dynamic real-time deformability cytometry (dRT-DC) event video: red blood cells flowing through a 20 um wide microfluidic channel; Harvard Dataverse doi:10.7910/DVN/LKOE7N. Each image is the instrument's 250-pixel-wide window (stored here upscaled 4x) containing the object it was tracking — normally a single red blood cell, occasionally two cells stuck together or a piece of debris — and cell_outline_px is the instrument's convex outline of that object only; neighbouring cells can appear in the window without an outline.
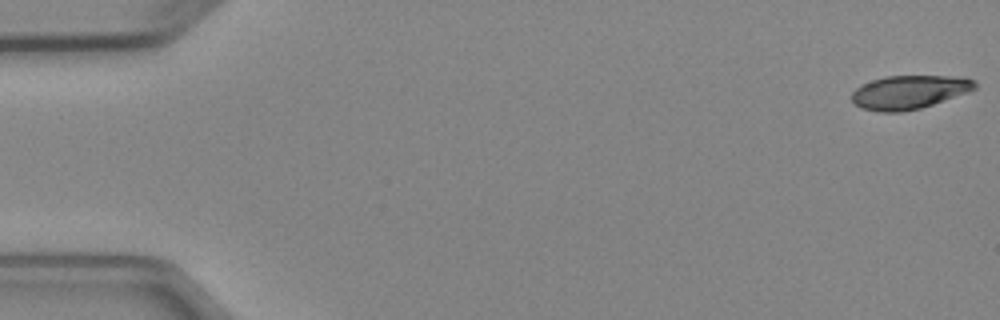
{"species": "Egyptian fruit bat (a non-hibernating species)", "species_latin": "Rousettus aegyptiacus", "temperature_condition": "cold", "stored_images_in_passage": 5, "camera_frame_rate_fps": 3000, "um_per_image_px": 0.085, "animal": {"sex": "female"}, "frame": {"image": 1, "passage_image": 1, "time_ms": 0.0, "image_size_px": [1000, 320], "cell_outline_px": [[976, 88], [968, 92], [920, 108], [900, 112], [876, 112], [860, 108], [852, 100], [852, 92], [856, 88], [872, 80], [884, 76], [964, 76], [972, 80], [976, 84]], "centroid_in_image_um": [77.26, 7.83], "position_along_channel_um": 7.7, "area_um2": 24.04}}
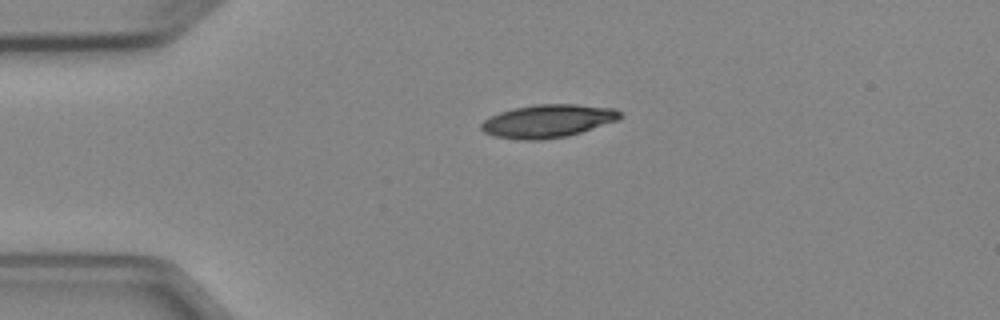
{"frame": {"image": 2, "passage_image": 4, "time_ms": 3.667, "image_size_px": [1000, 320], "cell_outline_px": [[624, 116], [620, 120], [568, 136], [544, 140], [516, 140], [496, 136], [484, 132], [480, 128], [480, 124], [484, 120], [500, 112], [512, 108], [536, 104], [576, 104], [616, 108]], "centroid_in_image_um": [46.6, 10.29], "position_along_channel_um": 38.4, "area_um2": 27.05}}